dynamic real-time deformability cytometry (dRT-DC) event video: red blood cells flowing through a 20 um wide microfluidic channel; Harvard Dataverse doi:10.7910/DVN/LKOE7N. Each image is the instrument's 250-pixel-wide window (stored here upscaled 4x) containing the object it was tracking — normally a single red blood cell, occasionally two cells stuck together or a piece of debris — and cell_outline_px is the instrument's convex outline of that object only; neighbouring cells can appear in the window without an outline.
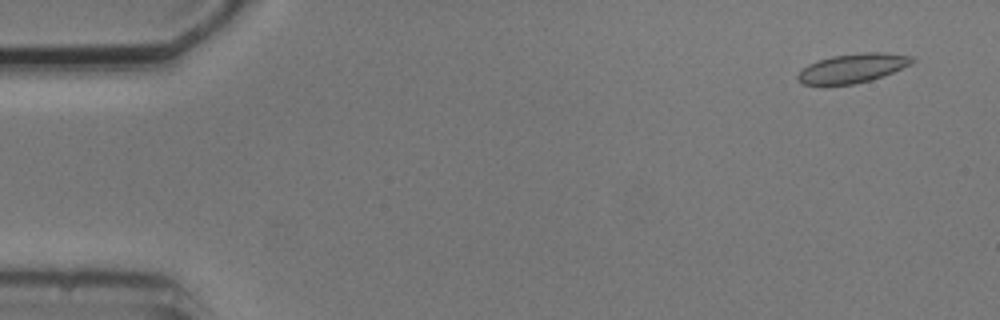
{"species": "common noctule bat (a hibernating species)", "species_latin": "Nyctalus noctula", "temperature_condition": "cold", "stored_images_in_passage": 4, "camera_frame_rate_fps": 3000, "um_per_image_px": 0.085, "animal": {"sex": "male", "body_mass_g": 20.5, "forearm_length_mm": 52.5}, "frame": {"image": 1, "passage_image": 1, "time_ms": 0.0, "image_size_px": [1000, 320], "cell_outline_px": [[916, 60], [912, 64], [872, 80], [856, 84], [804, 84], [796, 80], [796, 76], [808, 64], [832, 56], [860, 52], [884, 52], [912, 56]], "centroid_in_image_um": [72.51, 5.78], "position_along_channel_um": 12.5, "area_um2": 19.36}}